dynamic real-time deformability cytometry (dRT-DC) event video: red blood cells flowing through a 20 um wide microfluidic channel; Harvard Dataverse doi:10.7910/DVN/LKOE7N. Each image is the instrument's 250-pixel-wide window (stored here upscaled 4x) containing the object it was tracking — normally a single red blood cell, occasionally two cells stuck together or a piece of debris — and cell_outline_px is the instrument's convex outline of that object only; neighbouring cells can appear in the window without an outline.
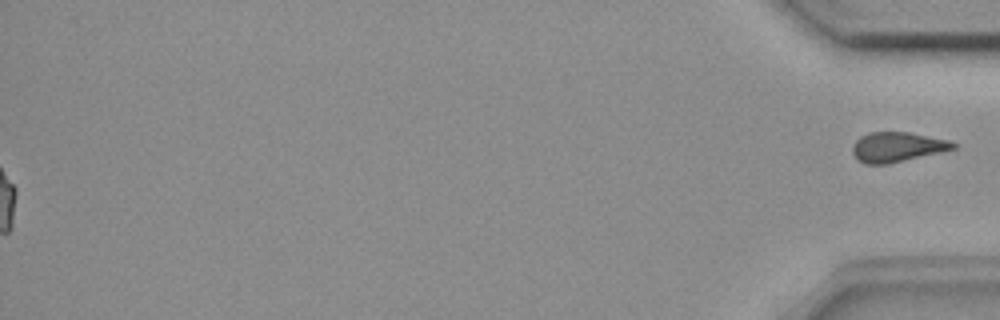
{"species": "common noctule bat (a hibernating species)", "species_latin": "Nyctalus noctula", "temperature_condition": "room temperature", "stored_images_in_passage": 57, "segment_of_instrument_passage": [2, 2], "camera_frame_rate_fps": 3000, "um_per_image_px": 0.085, "animal": {"sex": "female", "body_mass_g": 18.4}, "frame": {"image": 1, "passage_image": 57, "time_ms": 18.667, "image_size_px": [1000, 320], "cell_outline_px": [[956, 148], [888, 164], [864, 164], [852, 152], [852, 144], [860, 136], [868, 132], [908, 132], [948, 140], [956, 144]], "centroid_in_image_um": [76.22, 12.48], "position_along_channel_um": 359.0, "area_um2": 17.28}}